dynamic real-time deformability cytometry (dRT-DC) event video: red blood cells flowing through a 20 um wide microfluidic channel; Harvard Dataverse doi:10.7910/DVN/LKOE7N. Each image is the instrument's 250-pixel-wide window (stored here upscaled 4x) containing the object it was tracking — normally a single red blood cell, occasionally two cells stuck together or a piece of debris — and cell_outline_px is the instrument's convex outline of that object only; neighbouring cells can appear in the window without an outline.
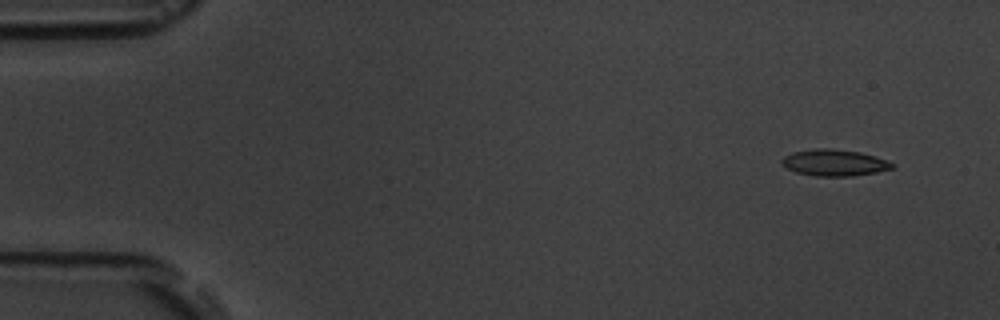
{"species": "common noctule bat (a hibernating species)", "species_latin": "Nyctalus noctula", "temperature_condition": "room temperature", "stored_images_in_passage": 5, "camera_frame_rate_fps": 3000, "um_per_image_px": 0.085, "animal": {"sex": "male", "body_mass_g": 19.5, "forearm_length_mm": 54.6}, "frame": {"image": 1, "passage_image": 1, "time_ms": 0.0, "image_size_px": [1000, 320], "cell_outline_px": [[896, 164], [892, 168], [876, 172], [852, 176], [816, 176], [796, 172], [788, 168], [780, 160], [784, 156], [792, 152], [816, 148], [828, 148], [860, 152], [876, 156]], "centroid_in_image_um": [70.93, 13.82], "position_along_channel_um": 14.1, "area_um2": 16.94}}
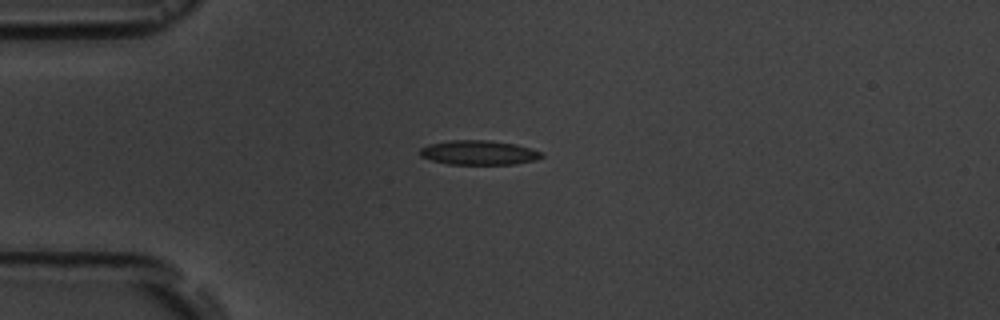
{"frame": {"image": 2, "passage_image": 4, "time_ms": 3.333, "image_size_px": [1000, 320], "cell_outline_px": [[544, 156], [536, 160], [516, 164], [448, 164], [432, 160], [420, 156], [420, 148], [428, 144], [452, 140], [488, 140], [516, 144], [532, 148], [540, 152]], "centroid_in_image_um": [40.71, 12.97], "position_along_channel_um": 44.3, "area_um2": 17.34}}